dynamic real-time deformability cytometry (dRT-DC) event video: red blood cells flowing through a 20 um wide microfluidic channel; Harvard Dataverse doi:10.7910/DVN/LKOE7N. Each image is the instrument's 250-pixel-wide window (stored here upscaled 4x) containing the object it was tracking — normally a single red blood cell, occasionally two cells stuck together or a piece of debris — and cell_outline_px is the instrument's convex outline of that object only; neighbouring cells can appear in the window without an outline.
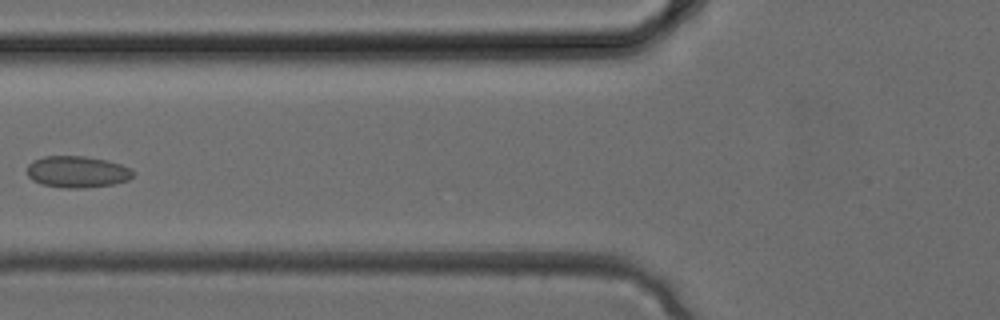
{"species": "common noctule bat (a hibernating species)", "species_latin": "Nyctalus noctula", "temperature_condition": "cold", "stored_images_in_passage": 4, "camera_frame_rate_fps": 3000, "um_per_image_px": 0.085, "animal": {"sex": "female", "body_mass_g": 24.6, "forearm_length_mm": 56.2}, "frame": {"image": 1, "passage_image": 4, "time_ms": 1.0, "image_size_px": [1000, 320], "cell_outline_px": [[136, 172], [128, 180], [112, 184], [84, 188], [68, 188], [44, 184], [32, 180], [28, 176], [28, 164], [32, 160], [44, 156], [84, 156], [108, 160], [132, 168]], "centroid_in_image_um": [6.59, 14.59], "position_along_channel_um": 119.2, "area_um2": 19.54}}